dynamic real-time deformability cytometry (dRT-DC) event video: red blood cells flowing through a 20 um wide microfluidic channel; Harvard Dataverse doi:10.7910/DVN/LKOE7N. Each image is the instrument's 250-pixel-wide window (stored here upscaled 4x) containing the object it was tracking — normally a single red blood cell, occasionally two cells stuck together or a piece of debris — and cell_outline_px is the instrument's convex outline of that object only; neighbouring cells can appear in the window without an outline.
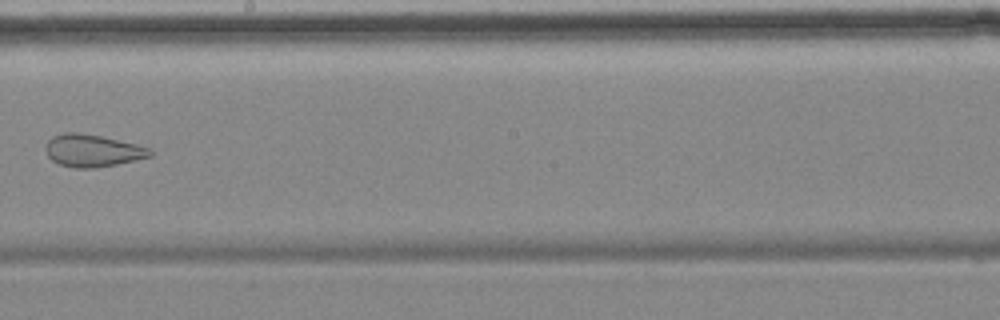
{"species": "common noctule bat (a hibernating species)", "species_latin": "Nyctalus noctula", "temperature_condition": "cold", "stored_images_in_passage": 7, "camera_frame_rate_fps": 3000, "um_per_image_px": 0.085, "animal": {"sex": "female", "body_mass_g": 18.4}, "frame": {"image": 1, "passage_image": 7, "time_ms": 10.0, "image_size_px": [1000, 320], "cell_outline_px": [[152, 156], [116, 164], [96, 168], [76, 168], [60, 164], [52, 160], [48, 156], [44, 148], [48, 140], [52, 136], [64, 132], [76, 132], [100, 136], [136, 144], [152, 148]], "centroid_in_image_um": [7.85, 12.8], "position_along_channel_um": 240.4, "area_um2": 19.65}}